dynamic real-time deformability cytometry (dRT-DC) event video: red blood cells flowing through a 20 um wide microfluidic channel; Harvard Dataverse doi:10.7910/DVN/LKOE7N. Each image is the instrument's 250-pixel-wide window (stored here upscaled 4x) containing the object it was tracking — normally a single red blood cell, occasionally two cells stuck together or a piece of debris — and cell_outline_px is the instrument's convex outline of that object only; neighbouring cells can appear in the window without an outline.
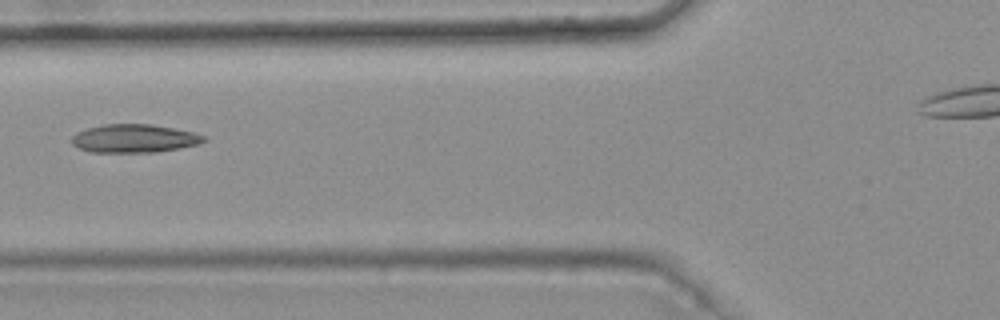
{"species": "common noctule bat (a hibernating species)", "species_latin": "Nyctalus noctula", "temperature_condition": "warm", "stored_images_in_passage": 4, "camera_frame_rate_fps": 3000, "um_per_image_px": 0.085, "animal": {"sex": "female", "body_mass_g": 25.1}, "frame": {"image": 1, "passage_image": 2, "time_ms": 0.333, "image_size_px": [1000, 320], "cell_outline_px": [[208, 140], [200, 144], [180, 148], [156, 152], [92, 152], [80, 148], [72, 144], [72, 136], [76, 132], [88, 128], [104, 124], [152, 124], [196, 132], [204, 136]], "centroid_in_image_um": [11.46, 11.76], "position_along_channel_um": 114.3, "area_um2": 21.91}}
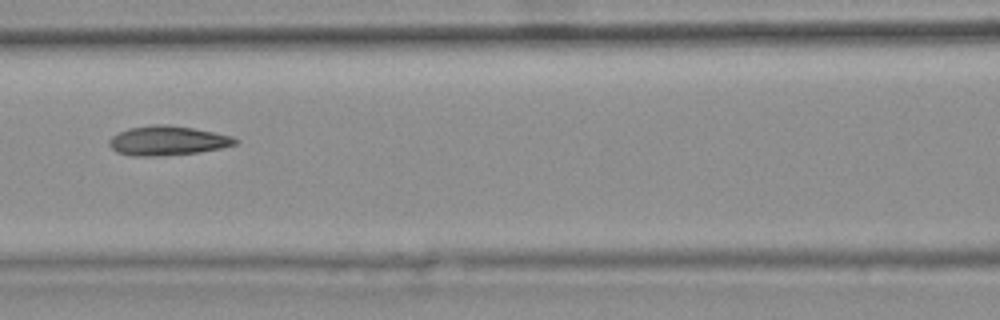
{"frame": {"image": 2, "passage_image": 3, "time_ms": 0.667, "image_size_px": [1000, 320], "cell_outline_px": [[240, 140], [236, 144], [220, 148], [200, 152], [164, 156], [128, 156], [116, 152], [108, 144], [108, 140], [112, 136], [128, 128], [152, 124], [168, 124], [192, 128], [232, 136]], "centroid_in_image_um": [14.21, 11.96], "position_along_channel_um": 152.4, "area_um2": 21.79}}